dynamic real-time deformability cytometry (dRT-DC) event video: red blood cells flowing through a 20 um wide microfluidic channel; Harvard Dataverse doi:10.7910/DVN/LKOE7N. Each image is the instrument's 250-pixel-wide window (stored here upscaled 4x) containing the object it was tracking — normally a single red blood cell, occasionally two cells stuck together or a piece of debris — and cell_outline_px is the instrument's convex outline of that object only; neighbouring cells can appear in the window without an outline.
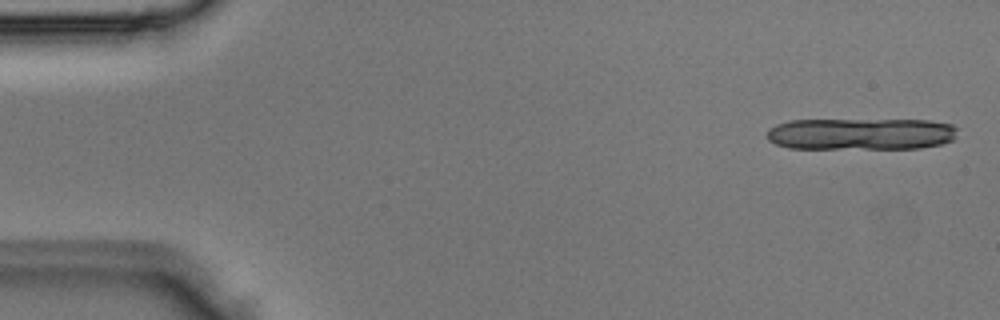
{"species": "Egyptian fruit bat (a non-hibernating species)", "species_latin": "Rousettus aegyptiacus", "temperature_condition": "room temperature", "stored_images_in_passage": 3, "camera_frame_rate_fps": 3000, "um_per_image_px": 0.085, "animal": {"sex": "male"}, "frame": {"image": 1, "passage_image": 1, "time_ms": 0.0, "image_size_px": [1000, 320], "cell_outline_px": [[956, 136], [952, 140], [940, 144], [920, 148], [788, 148], [776, 144], [768, 140], [764, 136], [768, 128], [776, 124], [788, 120], [928, 120], [952, 124], [956, 128]], "centroid_in_image_um": [73.12, 11.38], "position_along_channel_um": 11.9, "area_um2": 35.55}}